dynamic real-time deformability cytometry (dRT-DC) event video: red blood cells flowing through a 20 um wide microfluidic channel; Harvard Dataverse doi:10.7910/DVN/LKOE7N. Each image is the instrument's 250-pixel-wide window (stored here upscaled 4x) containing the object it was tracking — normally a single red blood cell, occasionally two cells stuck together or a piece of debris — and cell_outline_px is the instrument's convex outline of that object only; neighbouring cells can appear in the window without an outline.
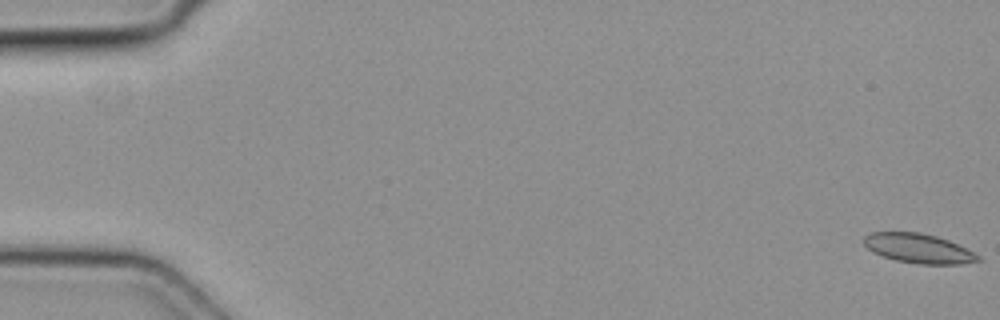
{"species": "common noctule bat (a hibernating species)", "species_latin": "Nyctalus noctula", "temperature_condition": "cold", "stored_images_in_passage": 7, "camera_frame_rate_fps": 3000, "um_per_image_px": 0.085, "animal": {"sex": "female", "body_mass_g": 19.3, "forearm_length_mm": 54.1}, "frame": {"image": 1, "passage_image": 1, "time_ms": 0.0, "image_size_px": [1000, 320], "cell_outline_px": [[980, 260], [960, 264], [920, 264], [896, 260], [872, 252], [864, 244], [864, 236], [872, 232], [920, 232], [936, 236], [948, 240], [980, 256]], "centroid_in_image_um": [78.04, 21.11], "position_along_channel_um": 7.0, "area_um2": 19.31}}
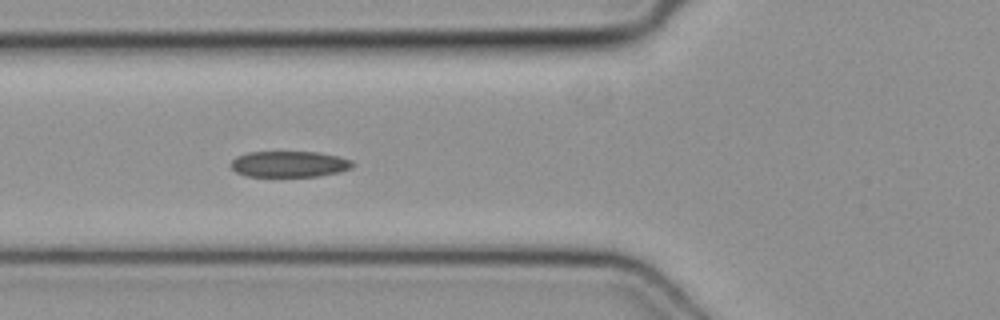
{"frame": {"image": 2, "passage_image": 6, "time_ms": 1.667, "image_size_px": [1000, 320], "cell_outline_px": [[356, 164], [352, 168], [340, 172], [320, 176], [248, 176], [236, 172], [228, 164], [236, 156], [248, 152], [316, 152], [340, 156], [352, 160]], "centroid_in_image_um": [24.62, 13.94], "position_along_channel_um": 101.2, "area_um2": 18.67}}
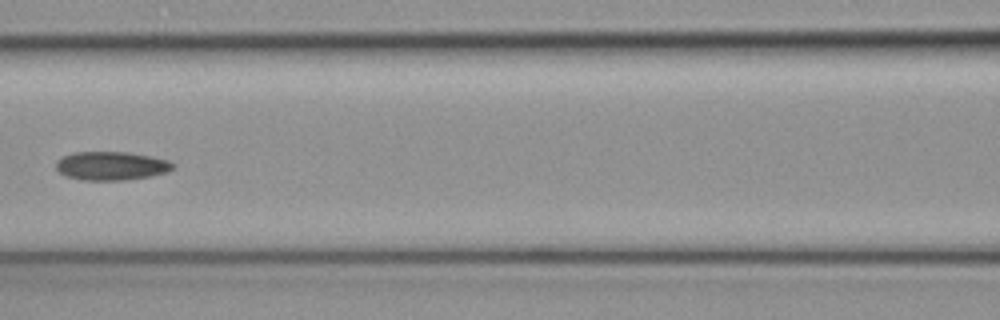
{"frame": {"image": 3, "passage_image": 7, "time_ms": 2.0, "image_size_px": [1000, 320], "cell_outline_px": [[176, 168], [168, 172], [152, 176], [124, 180], [84, 180], [64, 176], [56, 168], [56, 160], [72, 152], [128, 152], [152, 156], [168, 160], [176, 164]], "centroid_in_image_um": [9.5, 14.09], "position_along_channel_um": 157.1, "area_um2": 19.77}}